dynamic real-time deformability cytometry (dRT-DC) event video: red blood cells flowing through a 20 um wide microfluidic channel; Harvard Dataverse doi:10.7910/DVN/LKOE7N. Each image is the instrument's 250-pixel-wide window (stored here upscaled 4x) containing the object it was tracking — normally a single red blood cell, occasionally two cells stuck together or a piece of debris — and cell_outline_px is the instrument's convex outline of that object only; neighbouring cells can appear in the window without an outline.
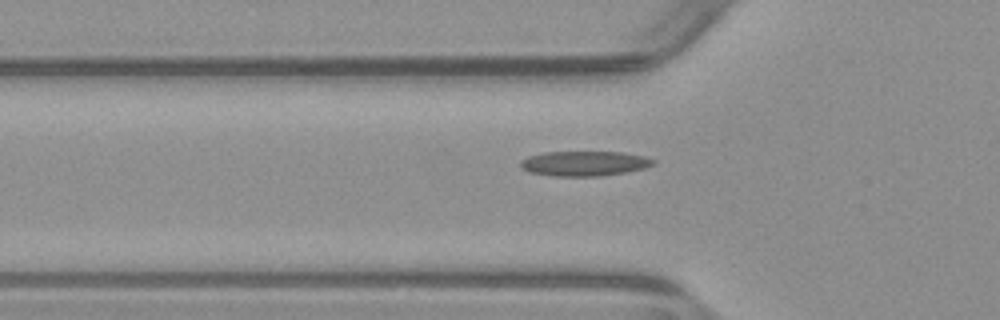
{"species": "common noctule bat (a hibernating species)", "species_latin": "Nyctalus noctula", "temperature_condition": "warm", "stored_images_in_passage": 35, "camera_frame_rate_fps": 3000, "um_per_image_px": 0.085, "animal": {"sex": "male", "body_mass_g": 23.1, "forearm_length_mm": 52.7}, "frame": {"image": 1, "passage_image": 7, "time_ms": 2.0, "image_size_px": [1000, 320], "cell_outline_px": [[656, 160], [652, 164], [644, 168], [624, 172], [600, 176], [556, 176], [528, 172], [520, 164], [520, 160], [528, 156], [544, 152], [620, 152], [644, 156]], "centroid_in_image_um": [49.64, 13.89], "position_along_channel_um": 76.2, "area_um2": 19.07}}
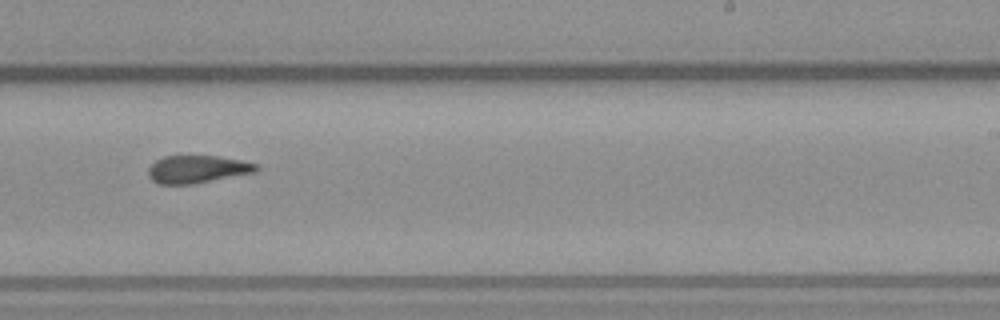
{"frame": {"image": 2, "passage_image": 22, "time_ms": 7.0, "image_size_px": [1000, 320], "cell_outline_px": [[260, 168], [256, 172], [192, 184], [160, 184], [152, 180], [148, 176], [148, 168], [156, 160], [164, 156], [216, 156], [240, 160], [256, 164]], "centroid_in_image_um": [16.76, 14.38], "position_along_channel_um": 272.2, "area_um2": 17.28}}
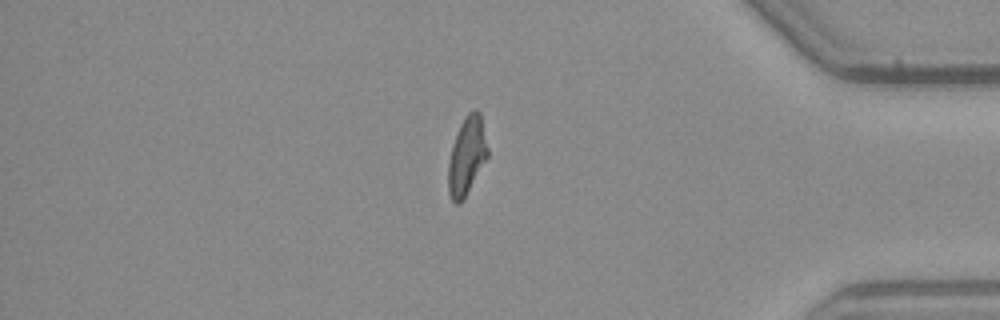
{"frame": {"image": 3, "passage_image": 34, "time_ms": 11.0, "image_size_px": [1000, 320], "cell_outline_px": [[488, 156], [460, 204], [456, 204], [452, 200], [448, 192], [448, 164], [452, 144], [456, 132], [464, 116], [468, 112], [476, 108], [480, 112], [488, 148]], "centroid_in_image_um": [39.66, 13.21], "position_along_channel_um": 395.5, "area_um2": 17.86}}